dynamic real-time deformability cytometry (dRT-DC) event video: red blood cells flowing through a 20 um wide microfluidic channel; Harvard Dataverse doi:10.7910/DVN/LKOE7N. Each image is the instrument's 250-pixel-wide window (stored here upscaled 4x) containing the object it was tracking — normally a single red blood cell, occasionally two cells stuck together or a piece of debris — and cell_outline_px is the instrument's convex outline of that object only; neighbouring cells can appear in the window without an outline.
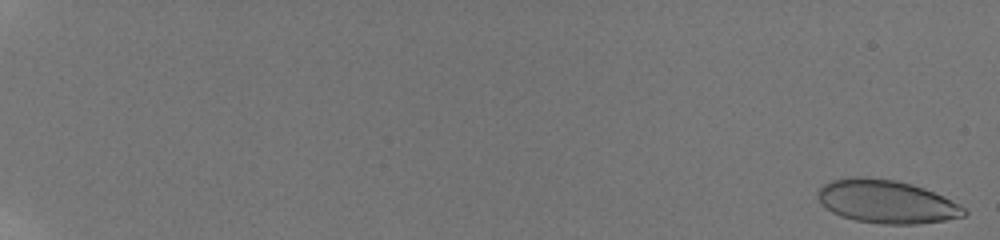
{"species": "human", "species_latin": "Homo sapiens", "temperature_condition": "room temperature", "stored_images_in_passage": 25, "camera_frame_rate_fps": 3000, "um_per_image_px": 0.085, "donor": {"sex": "male"}, "frame": {"image": 1, "passage_image": 2, "time_ms": 0.333, "image_size_px": [1000, 240], "cell_outline_px": [[968, 212], [964, 216], [944, 220], [916, 224], [884, 224], [856, 220], [840, 216], [832, 212], [816, 196], [816, 192], [824, 184], [832, 180], [852, 176], [868, 176], [896, 180], [912, 184], [924, 188], [944, 196], [960, 204]], "centroid_in_image_um": [75.36, 17.12], "position_along_channel_um": 9.6, "area_um2": 36.93}}
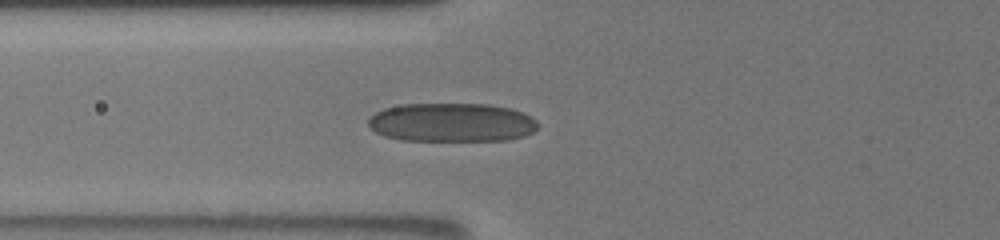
{"frame": {"image": 2, "passage_image": 22, "time_ms": 8.667, "image_size_px": [1000, 240], "cell_outline_px": [[536, 128], [532, 132], [524, 136], [508, 140], [400, 140], [384, 136], [376, 132], [368, 124], [368, 116], [384, 108], [404, 104], [488, 104], [512, 108], [524, 112], [532, 116], [536, 120]], "centroid_in_image_um": [38.4, 10.4], "position_along_channel_um": 87.4, "area_um2": 38.49}}
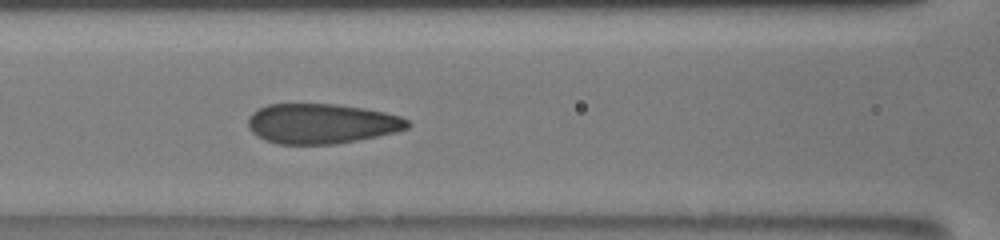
{"frame": {"image": 3, "passage_image": 25, "time_ms": 10.0, "image_size_px": [1000, 240], "cell_outline_px": [[412, 124], [408, 128], [396, 132], [336, 144], [276, 144], [264, 140], [256, 136], [248, 128], [248, 116], [256, 108], [268, 104], [336, 104], [364, 108], [384, 112], [400, 116], [408, 120]], "centroid_in_image_um": [27.29, 10.5], "position_along_channel_um": 139.3, "area_um2": 37.45}}